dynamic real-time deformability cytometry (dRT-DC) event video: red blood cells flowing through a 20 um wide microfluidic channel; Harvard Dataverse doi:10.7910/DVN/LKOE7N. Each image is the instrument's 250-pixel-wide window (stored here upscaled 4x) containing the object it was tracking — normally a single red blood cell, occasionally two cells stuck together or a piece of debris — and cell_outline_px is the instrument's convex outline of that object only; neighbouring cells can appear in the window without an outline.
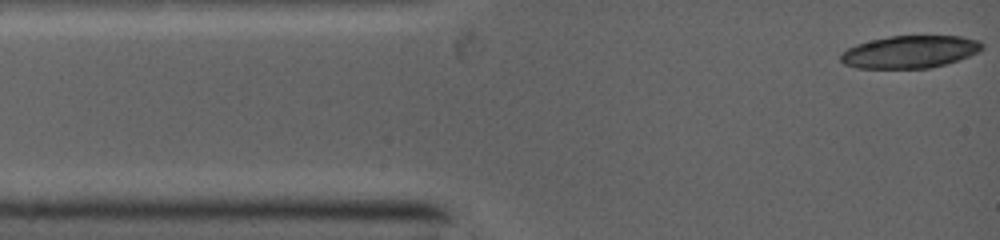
{"species": "common noctule bat (a hibernating species)", "species_latin": "Nyctalus noctula", "temperature_condition": "warm", "stored_images_in_passage": 3, "camera_frame_rate_fps": 5000, "um_per_image_px": 0.085, "animal": {"sex": "female", "body_mass_g": 19.0, "forearm_length_mm": 53.3}, "frame": {"image": 1, "passage_image": 1, "time_ms": 0.0, "image_size_px": [1000, 240], "cell_outline_px": [[984, 48], [980, 52], [944, 64], [928, 68], [856, 68], [844, 64], [840, 60], [840, 56], [848, 48], [856, 44], [872, 40], [892, 36], [960, 36], [980, 40], [984, 44]], "centroid_in_image_um": [77.37, 4.4], "position_along_channel_um": 7.6, "area_um2": 26.65}}